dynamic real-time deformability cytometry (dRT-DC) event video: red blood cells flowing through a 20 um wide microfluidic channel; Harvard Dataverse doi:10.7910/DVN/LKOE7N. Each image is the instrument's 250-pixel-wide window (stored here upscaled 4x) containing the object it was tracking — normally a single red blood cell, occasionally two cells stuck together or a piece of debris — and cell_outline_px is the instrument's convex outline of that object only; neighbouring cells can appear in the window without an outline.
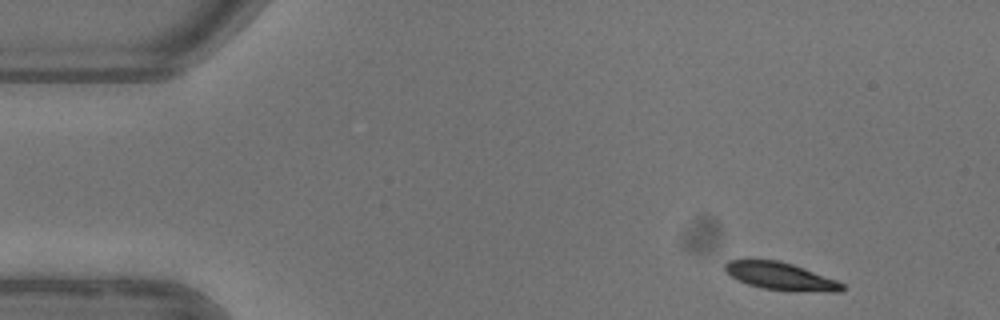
{"species": "common noctule bat (a hibernating species)", "species_latin": "Nyctalus noctula", "temperature_condition": "warm", "stored_images_in_passage": 6, "camera_frame_rate_fps": 3000, "um_per_image_px": 0.085, "animal": {"sex": "female"}, "frame": {"image": 1, "passage_image": 1, "time_ms": 0.0, "image_size_px": [1000, 320], "cell_outline_px": [[844, 288], [840, 292], [832, 292], [760, 288], [748, 284], [724, 272], [724, 264], [728, 260], [780, 260], [804, 268], [836, 280], [844, 284]], "centroid_in_image_um": [66.33, 23.46], "position_along_channel_um": 18.7, "area_um2": 18.44}}
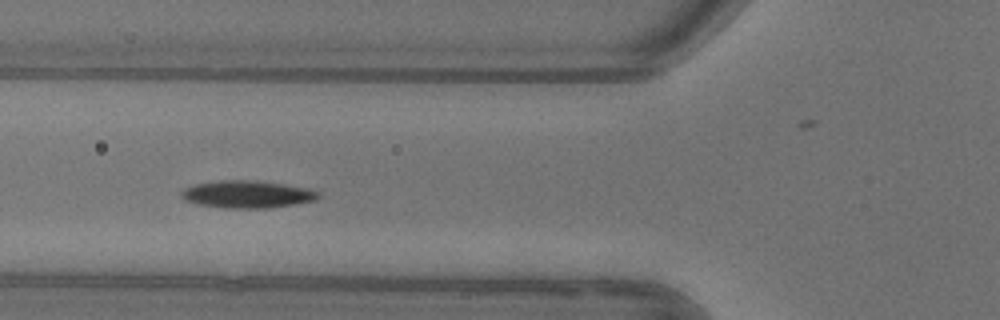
{"frame": {"image": 2, "passage_image": 5, "time_ms": 4.667, "image_size_px": [1000, 320], "cell_outline_px": [[320, 196], [316, 200], [296, 204], [268, 208], [224, 208], [196, 204], [184, 200], [180, 196], [180, 192], [184, 188], [192, 184], [220, 180], [252, 180], [284, 184], [308, 188], [320, 192]], "centroid_in_image_um": [20.98, 16.51], "position_along_channel_um": 104.8, "area_um2": 22.14}}
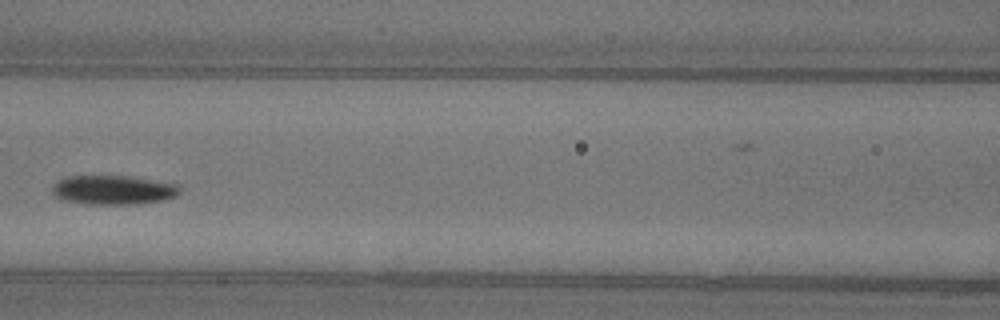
{"frame": {"image": 3, "passage_image": 6, "time_ms": 6.0, "image_size_px": [1000, 320], "cell_outline_px": [[180, 192], [176, 196], [160, 200], [140, 204], [84, 204], [60, 200], [52, 192], [52, 188], [64, 176], [128, 176], [176, 184], [180, 188]], "centroid_in_image_um": [9.59, 16.15], "position_along_channel_um": 157.0, "area_um2": 21.62}}